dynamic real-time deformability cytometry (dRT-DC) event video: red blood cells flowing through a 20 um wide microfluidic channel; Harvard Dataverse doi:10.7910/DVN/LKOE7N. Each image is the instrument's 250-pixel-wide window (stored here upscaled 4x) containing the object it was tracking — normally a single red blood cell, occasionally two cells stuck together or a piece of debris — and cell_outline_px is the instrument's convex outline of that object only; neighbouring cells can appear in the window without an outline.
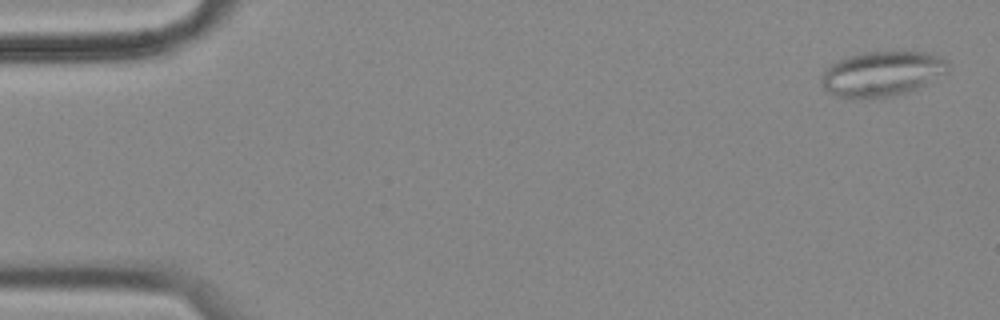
{"species": "common noctule bat (a hibernating species)", "species_latin": "Nyctalus noctula", "temperature_condition": "cold", "stored_images_in_passage": 56, "camera_frame_rate_fps": 3000, "um_per_image_px": 0.085, "animal": {"sex": "female", "body_mass_g": 18.4}, "frame": {"image": 1, "passage_image": 2, "time_ms": 0.333, "image_size_px": [1000, 320], "cell_outline_px": [[948, 68], [944, 72], [924, 84], [916, 88], [904, 92], [884, 96], [852, 100], [828, 92], [820, 84], [820, 80], [828, 64], [836, 60], [860, 52], [924, 52], [940, 56], [948, 60]], "centroid_in_image_um": [74.88, 6.25], "position_along_channel_um": 10.1, "area_um2": 32.95}}
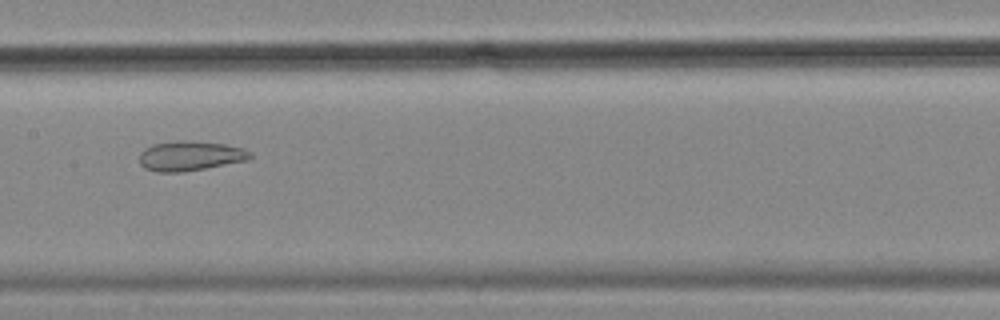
{"frame": {"image": 2, "passage_image": 28, "time_ms": 9.0, "image_size_px": [1000, 320], "cell_outline_px": [[252, 156], [248, 160], [184, 172], [156, 172], [144, 168], [140, 164], [140, 152], [144, 148], [152, 144], [176, 140], [180, 140], [224, 144], [244, 148], [252, 152]], "centroid_in_image_um": [16.15, 13.25], "position_along_channel_um": 191.3, "area_um2": 19.31}}
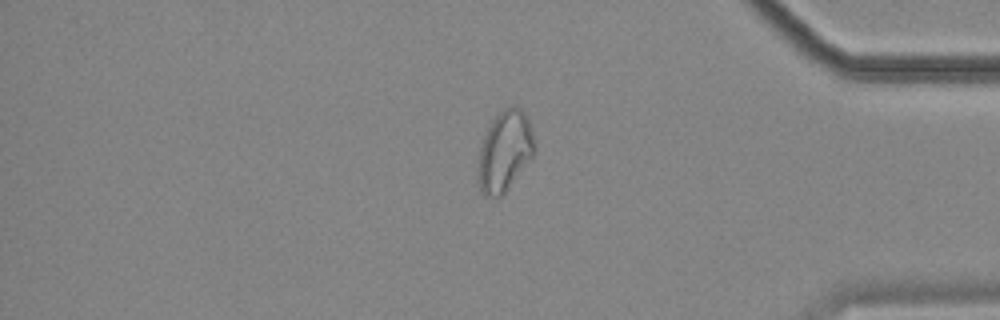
{"frame": {"image": 3, "passage_image": 47, "time_ms": 15.333, "image_size_px": [1000, 320], "cell_outline_px": [[536, 152], [504, 192], [500, 196], [484, 196], [480, 192], [476, 176], [476, 172], [480, 148], [488, 124], [504, 108], [512, 104], [520, 108], [524, 112], [528, 120], [536, 144]], "centroid_in_image_um": [42.88, 12.84], "position_along_channel_um": 392.3, "area_um2": 26.65}, "authors_computed_cell_mechanics": {"area_um2": 26.2123, "velocity_mm_per_s": 3.5617, "shape_relaxation_time_tau1_ms": null, "shape_relaxation_time_tau2_ms": 2.134, "deformation_change_tau1": null, "deformation_change_tau2": 0.0907}}